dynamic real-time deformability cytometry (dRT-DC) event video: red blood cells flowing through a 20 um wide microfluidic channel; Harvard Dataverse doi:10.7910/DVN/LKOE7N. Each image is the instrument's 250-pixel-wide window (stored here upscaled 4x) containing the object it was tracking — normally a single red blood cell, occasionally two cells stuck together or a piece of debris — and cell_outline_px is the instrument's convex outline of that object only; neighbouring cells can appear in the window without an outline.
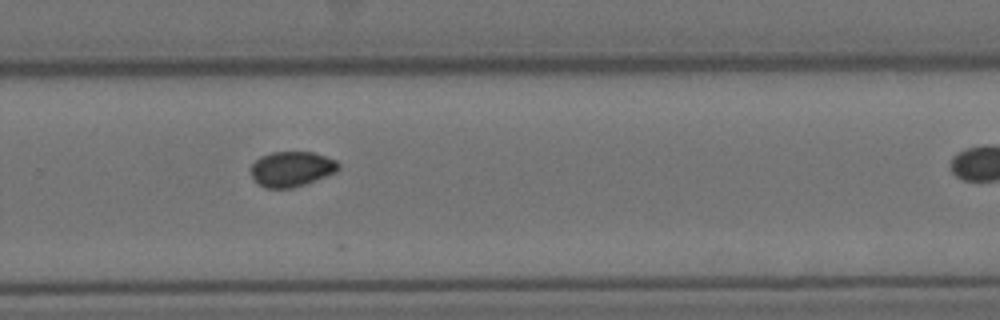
{"species": "Egyptian fruit bat (a non-hibernating species)", "species_latin": "Rousettus aegyptiacus", "temperature_condition": "cold", "stored_images_in_passage": 12, "camera_frame_rate_fps": 3000, "um_per_image_px": 0.085, "animal": {"sex": "female"}, "frame": {"image": 1, "passage_image": 7, "time_ms": 6.667, "image_size_px": [1000, 320], "cell_outline_px": [[340, 168], [336, 172], [304, 184], [292, 188], [264, 188], [256, 184], [252, 176], [252, 164], [260, 156], [272, 152], [312, 152], [336, 160], [340, 164]], "centroid_in_image_um": [24.77, 14.37], "position_along_channel_um": 305.0, "area_um2": 17.92}}
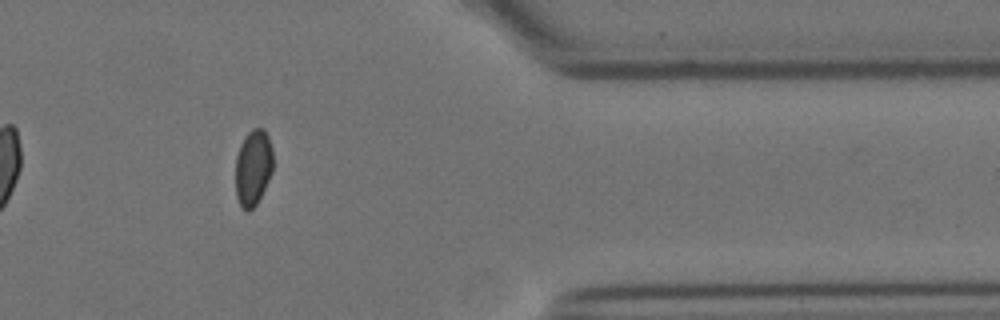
{"frame": {"image": 2, "passage_image": 10, "time_ms": 11.333, "image_size_px": [1000, 320], "cell_outline_px": [[272, 172], [256, 204], [248, 212], [240, 204], [236, 196], [236, 156], [240, 144], [244, 136], [252, 128], [264, 128], [268, 136], [272, 148]], "centroid_in_image_um": [21.51, 14.2], "position_along_channel_um": 389.9, "area_um2": 16.53}}
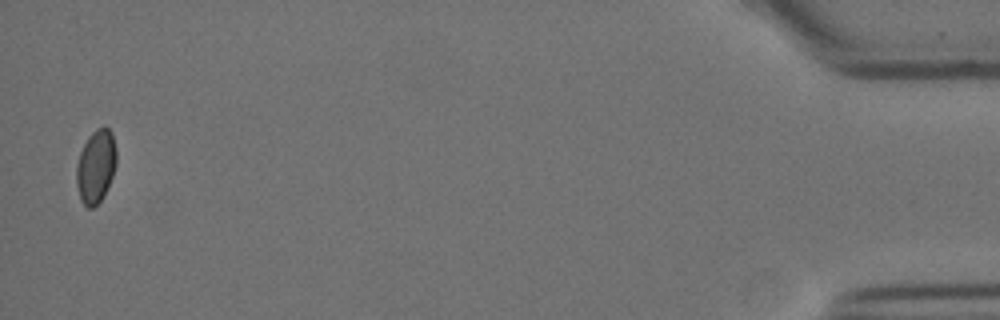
{"frame": {"image": 3, "passage_image": 12, "time_ms": 14.333, "image_size_px": [1000, 320], "cell_outline_px": [[116, 164], [112, 176], [100, 200], [92, 208], [88, 208], [80, 200], [76, 184], [76, 164], [80, 152], [88, 136], [96, 128], [104, 124], [112, 132], [116, 148]], "centroid_in_image_um": [8.13, 14.09], "position_along_channel_um": 427.1, "area_um2": 17.11}, "authors_computed_cell_mechanics": {"area_um2": 18.0625, "velocity_mm_per_s": 3.5451, "shape_relaxation_time_tau1_ms": 1.5124, "shape_relaxation_time_tau2_ms": 0.8076, "deformation_change_tau1": 0.0393, "deformation_change_tau2": 0.0216}}